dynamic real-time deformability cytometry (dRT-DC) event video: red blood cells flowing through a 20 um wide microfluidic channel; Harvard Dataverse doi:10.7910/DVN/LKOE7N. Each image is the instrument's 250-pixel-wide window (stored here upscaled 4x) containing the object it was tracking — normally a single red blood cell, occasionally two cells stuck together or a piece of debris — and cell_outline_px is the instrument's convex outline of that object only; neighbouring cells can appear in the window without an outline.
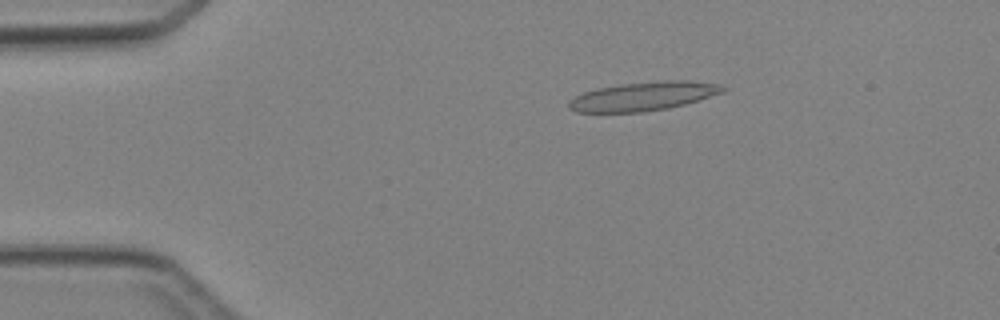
{"species": "Egyptian fruit bat (a non-hibernating species)", "species_latin": "Rousettus aegyptiacus", "temperature_condition": "cold", "stored_images_in_passage": 45, "camera_frame_rate_fps": 3000, "um_per_image_px": 0.085, "animal": {"sex": "female"}, "frame": {"image": 1, "passage_image": 8, "time_ms": 2.333, "image_size_px": [1000, 320], "cell_outline_px": [[728, 88], [724, 92], [684, 104], [668, 108], [640, 112], [576, 112], [568, 108], [568, 100], [584, 92], [596, 88], [620, 84], [664, 80], [688, 80], [716, 84]], "centroid_in_image_um": [54.65, 8.18], "position_along_channel_um": 30.3, "area_um2": 25.78}}
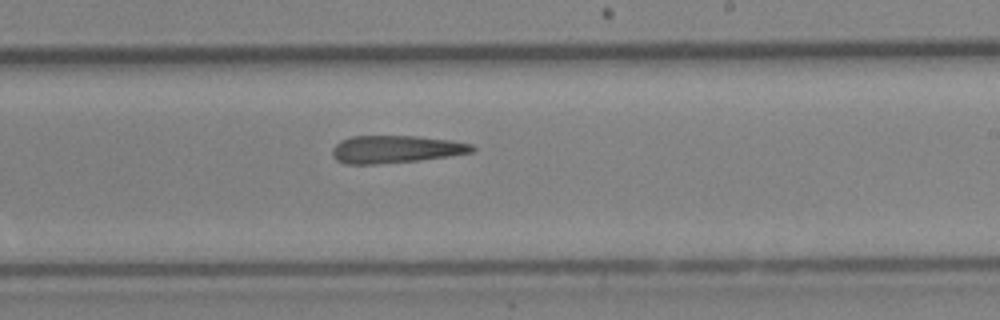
{"frame": {"image": 2, "passage_image": 27, "time_ms": 8.667, "image_size_px": [1000, 320], "cell_outline_px": [[476, 148], [472, 152], [448, 156], [416, 160], [376, 164], [344, 164], [336, 160], [332, 156], [332, 148], [340, 140], [352, 136], [416, 136], [452, 140], [472, 144]], "centroid_in_image_um": [33.6, 12.68], "position_along_channel_um": 255.4, "area_um2": 22.43}}
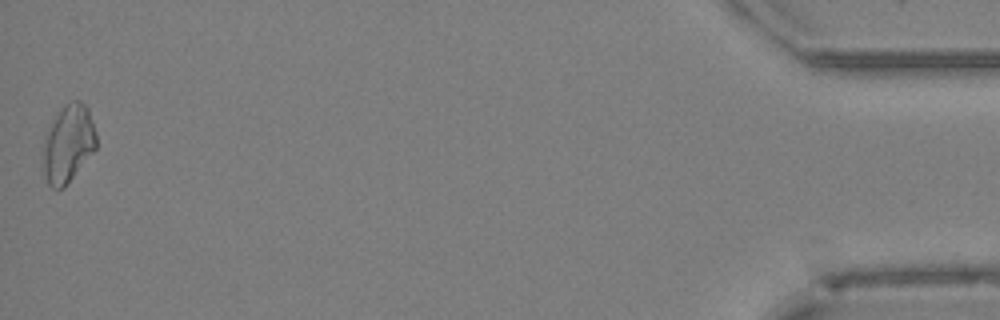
{"frame": {"image": 3, "passage_image": 45, "time_ms": 14.667, "image_size_px": [1000, 320], "cell_outline_px": [[96, 148], [64, 188], [52, 188], [48, 184], [40, 172], [44, 132], [64, 104], [68, 100], [80, 100], [88, 108], [96, 132]], "centroid_in_image_um": [5.73, 12.22], "position_along_channel_um": 429.5, "area_um2": 24.8}}